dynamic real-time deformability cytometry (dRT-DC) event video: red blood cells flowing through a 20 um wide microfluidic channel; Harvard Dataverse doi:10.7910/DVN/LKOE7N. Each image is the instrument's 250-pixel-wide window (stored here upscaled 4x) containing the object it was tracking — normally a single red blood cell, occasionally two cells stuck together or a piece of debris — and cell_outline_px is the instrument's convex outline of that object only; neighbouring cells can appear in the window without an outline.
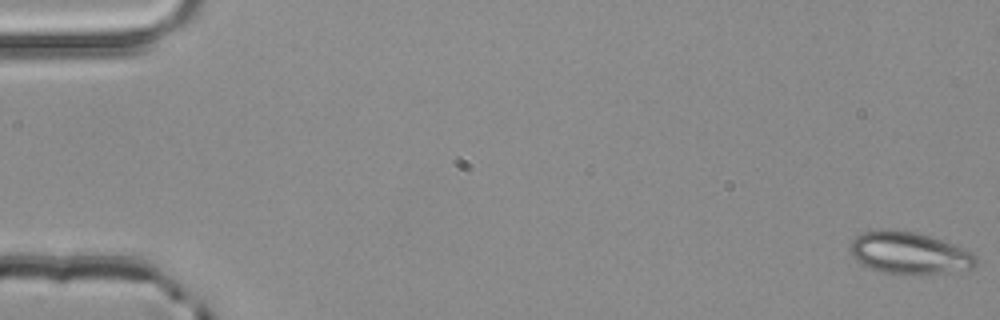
{"species": "common noctule bat (a hibernating species)", "species_latin": "Nyctalus noctula", "temperature_condition": "room temperature", "stored_images_in_passage": 5, "camera_frame_rate_fps": 3000, "um_per_image_px": 0.085, "animal": {"sex": "male", "body_mass_g": 20.4}, "frame": {"image": 1, "passage_image": 1, "time_ms": 0.0, "image_size_px": [1000, 320], "cell_outline_px": [[976, 264], [972, 268], [948, 272], [884, 272], [860, 264], [852, 256], [852, 240], [856, 236], [864, 232], [876, 228], [888, 228], [916, 232], [932, 236], [972, 252], [976, 256]], "centroid_in_image_um": [77.26, 21.45], "position_along_channel_um": 7.7, "area_um2": 30.23}}